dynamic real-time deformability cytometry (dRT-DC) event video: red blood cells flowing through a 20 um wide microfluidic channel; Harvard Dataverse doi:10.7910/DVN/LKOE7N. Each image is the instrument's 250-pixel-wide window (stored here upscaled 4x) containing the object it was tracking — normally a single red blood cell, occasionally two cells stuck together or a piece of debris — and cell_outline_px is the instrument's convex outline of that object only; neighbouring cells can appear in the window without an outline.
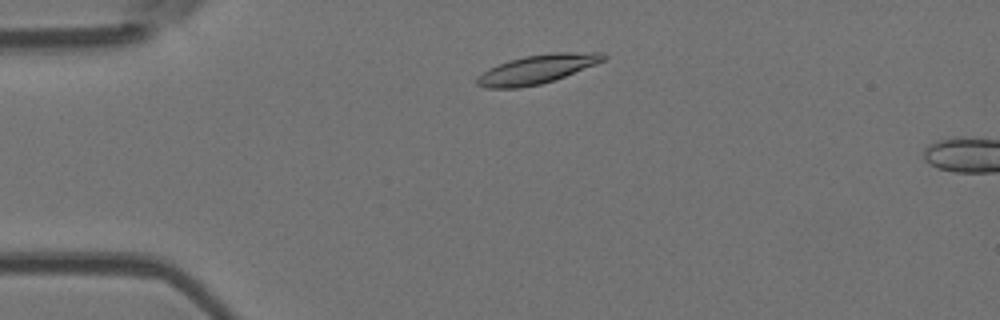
{"species": "Egyptian fruit bat (a non-hibernating species)", "species_latin": "Rousettus aegyptiacus", "temperature_condition": "room temperature", "stored_images_in_passage": 2, "camera_frame_rate_fps": 3000, "um_per_image_px": 0.085, "animal": {"sex": "female"}, "frame": {"image": 1, "passage_image": 1, "time_ms": 0.0, "image_size_px": [1000, 320], "cell_outline_px": [[608, 56], [604, 60], [596, 64], [564, 76], [540, 84], [520, 88], [488, 88], [476, 84], [476, 76], [488, 68], [508, 60], [524, 56], [552, 52], [604, 52]], "centroid_in_image_um": [45.63, 5.87], "position_along_channel_um": 39.4, "area_um2": 21.33}}